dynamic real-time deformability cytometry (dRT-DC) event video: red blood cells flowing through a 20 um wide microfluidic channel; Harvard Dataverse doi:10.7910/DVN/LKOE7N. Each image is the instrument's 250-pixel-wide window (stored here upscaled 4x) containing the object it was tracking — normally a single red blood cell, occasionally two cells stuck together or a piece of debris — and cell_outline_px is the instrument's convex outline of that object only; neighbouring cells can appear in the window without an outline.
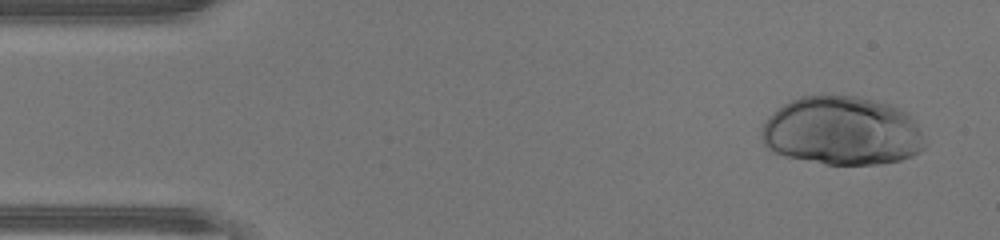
{"species": "human", "species_latin": "Homo sapiens", "temperature_condition": "warm", "stored_images_in_passage": 46, "camera_frame_rate_fps": 3000, "um_per_image_px": 0.085, "donor": {"sex": "male"}, "frame": {"image": 1, "passage_image": 3, "time_ms": 0.667, "image_size_px": [1000, 240], "cell_outline_px": [[924, 148], [920, 152], [912, 156], [900, 160], [880, 164], [824, 164], [784, 156], [772, 152], [764, 144], [760, 136], [760, 128], [784, 104], [800, 96], [856, 96], [892, 104], [908, 112], [912, 116], [924, 136]], "centroid_in_image_um": [71.61, 11.14], "position_along_channel_um": 13.4, "area_um2": 65.66}}
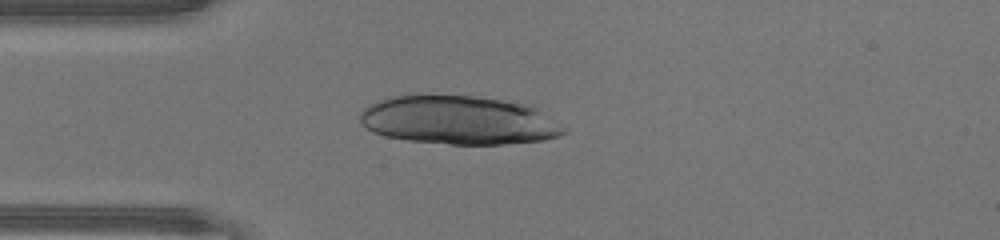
{"frame": {"image": 2, "passage_image": 12, "time_ms": 3.667, "image_size_px": [1000, 240], "cell_outline_px": [[568, 132], [560, 136], [544, 140], [504, 144], [448, 144], [408, 140], [384, 136], [372, 132], [360, 120], [360, 112], [368, 104], [392, 96], [476, 96], [524, 104], [536, 108], [568, 128]], "centroid_in_image_um": [39.03, 10.23], "position_along_channel_um": 46.0, "area_um2": 57.51}}